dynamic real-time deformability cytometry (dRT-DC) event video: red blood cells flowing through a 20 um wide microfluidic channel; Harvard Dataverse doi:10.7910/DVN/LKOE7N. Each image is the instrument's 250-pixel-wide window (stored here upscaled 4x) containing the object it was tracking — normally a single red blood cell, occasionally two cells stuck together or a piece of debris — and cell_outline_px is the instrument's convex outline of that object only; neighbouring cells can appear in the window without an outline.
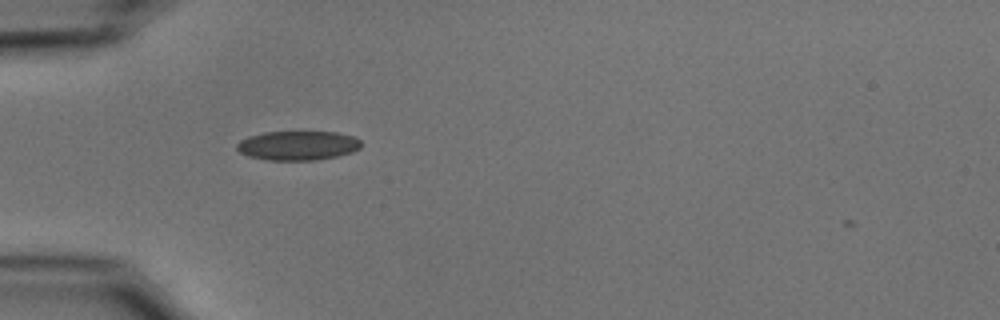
{"species": "common noctule bat (a hibernating species)", "species_latin": "Nyctalus noctula", "temperature_condition": "cold", "stored_images_in_passage": 39, "camera_frame_rate_fps": 3000, "um_per_image_px": 0.085, "animal": {"sex": "male", "body_mass_g": 15.6}, "frame": {"image": 1, "passage_image": 2, "time_ms": 0.333, "image_size_px": [1000, 320], "cell_outline_px": [[360, 148], [352, 152], [336, 156], [316, 160], [268, 160], [248, 156], [240, 152], [236, 148], [236, 144], [240, 140], [248, 136], [264, 132], [336, 132], [352, 136], [360, 140]], "centroid_in_image_um": [25.28, 12.37], "position_along_channel_um": 59.7, "area_um2": 21.15}}
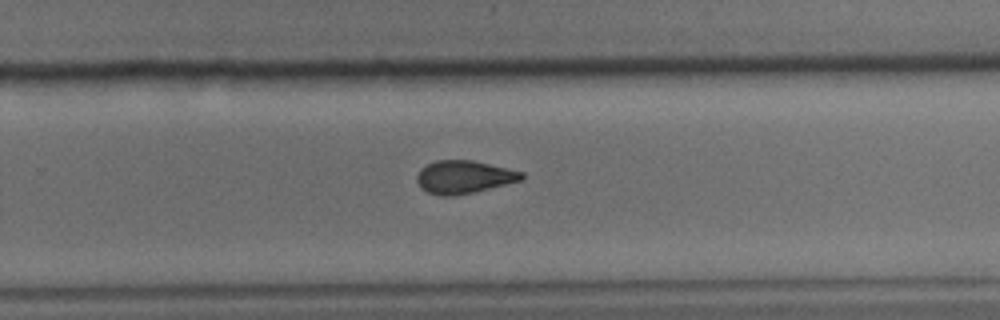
{"frame": {"image": 2, "passage_image": 21, "time_ms": 6.667, "image_size_px": [1000, 320], "cell_outline_px": [[524, 180], [472, 192], [452, 196], [440, 196], [428, 192], [420, 188], [416, 180], [416, 176], [420, 168], [436, 160], [472, 160], [524, 172]], "centroid_in_image_um": [39.42, 15.04], "position_along_channel_um": 290.4, "area_um2": 20.11}}
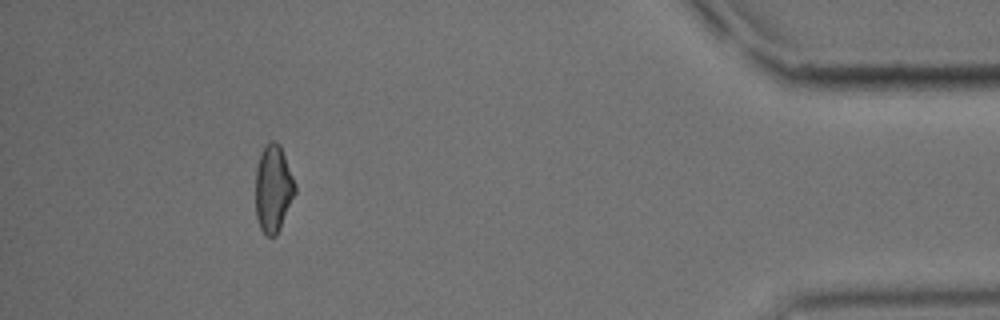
{"frame": {"image": 3, "passage_image": 35, "time_ms": 11.333, "image_size_px": [1000, 320], "cell_outline_px": [[296, 192], [280, 228], [276, 236], [268, 236], [260, 228], [256, 216], [256, 168], [260, 152], [268, 140], [276, 140], [280, 144], [296, 184]], "centroid_in_image_um": [23.23, 15.98], "position_along_channel_um": 412.0, "area_um2": 20.23}, "authors_computed_cell_mechanics": {"area_um2": 20.23, "velocity_mm_per_s": 3.7116, "shape_relaxation_time_tau1_ms": 5.9728, "shape_relaxation_time_tau2_ms": 2.9235, "deformation_change_tau1": 0.1355, "deformation_change_tau2": 0.0797}}